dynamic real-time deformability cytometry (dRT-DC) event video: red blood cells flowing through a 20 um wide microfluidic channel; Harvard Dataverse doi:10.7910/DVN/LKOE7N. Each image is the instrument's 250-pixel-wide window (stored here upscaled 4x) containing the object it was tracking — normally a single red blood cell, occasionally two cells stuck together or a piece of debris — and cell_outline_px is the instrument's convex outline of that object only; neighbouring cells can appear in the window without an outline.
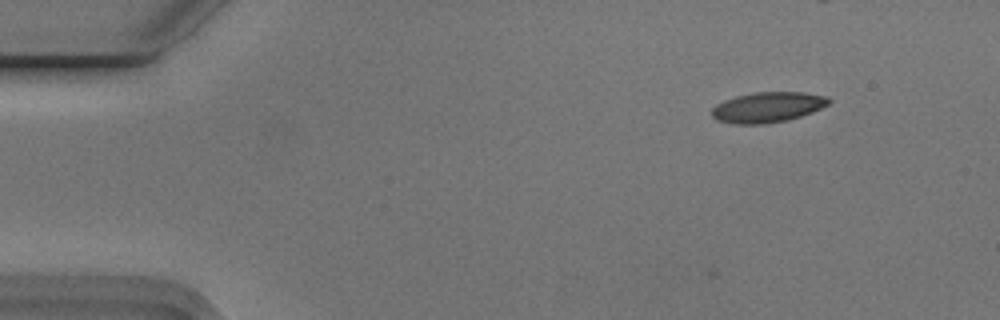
{"species": "Egyptian fruit bat (a non-hibernating species)", "species_latin": "Rousettus aegyptiacus", "temperature_condition": "cold", "stored_images_in_passage": 5, "camera_frame_rate_fps": 3000, "um_per_image_px": 0.085, "animal": {"sex": "male"}, "frame": {"image": 1, "passage_image": 1, "time_ms": 0.0, "image_size_px": [1000, 320], "cell_outline_px": [[832, 100], [828, 104], [812, 112], [788, 120], [764, 124], [736, 124], [716, 120], [712, 116], [712, 108], [716, 104], [724, 100], [736, 96], [752, 92], [804, 92], [828, 96]], "centroid_in_image_um": [65.25, 9.11], "position_along_channel_um": 19.8, "area_um2": 20.81}}
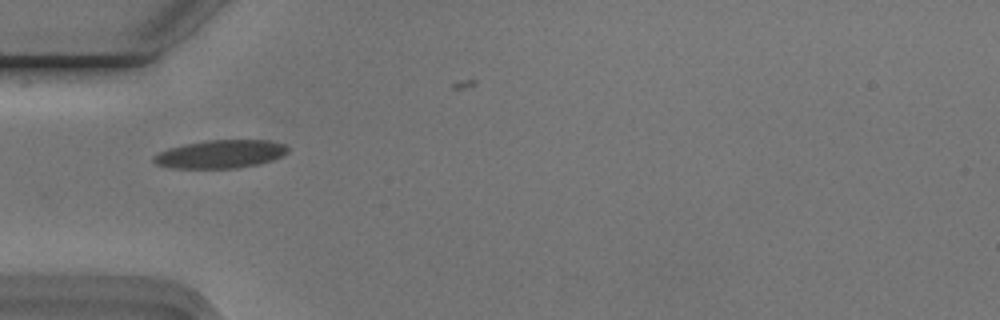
{"frame": {"image": 2, "passage_image": 4, "time_ms": 1.0, "image_size_px": [1000, 320], "cell_outline_px": [[288, 152], [272, 160], [260, 164], [236, 168], [172, 168], [156, 164], [152, 160], [152, 156], [168, 148], [184, 144], [208, 140], [268, 140], [284, 144], [288, 148]], "centroid_in_image_um": [18.72, 13.1], "position_along_channel_um": 66.3, "area_um2": 22.02}}
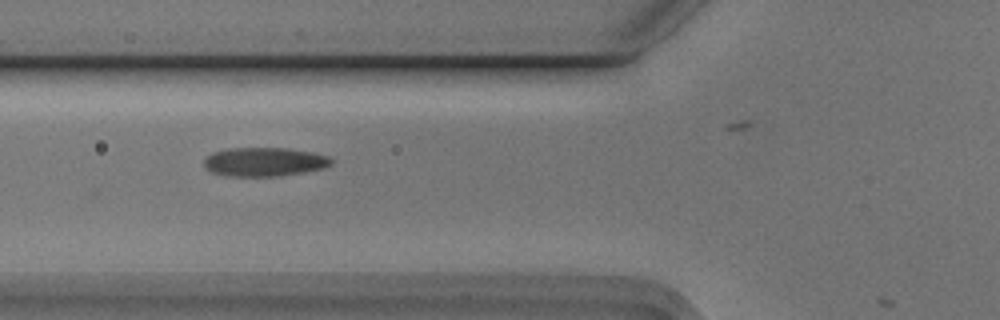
{"frame": {"image": 3, "passage_image": 5, "time_ms": 1.333, "image_size_px": [1000, 320], "cell_outline_px": [[332, 164], [324, 168], [304, 172], [280, 176], [224, 176], [212, 172], [204, 168], [204, 160], [212, 152], [228, 148], [284, 148], [308, 152], [328, 156], [332, 160]], "centroid_in_image_um": [22.43, 13.77], "position_along_channel_um": 103.4, "area_um2": 21.39}}